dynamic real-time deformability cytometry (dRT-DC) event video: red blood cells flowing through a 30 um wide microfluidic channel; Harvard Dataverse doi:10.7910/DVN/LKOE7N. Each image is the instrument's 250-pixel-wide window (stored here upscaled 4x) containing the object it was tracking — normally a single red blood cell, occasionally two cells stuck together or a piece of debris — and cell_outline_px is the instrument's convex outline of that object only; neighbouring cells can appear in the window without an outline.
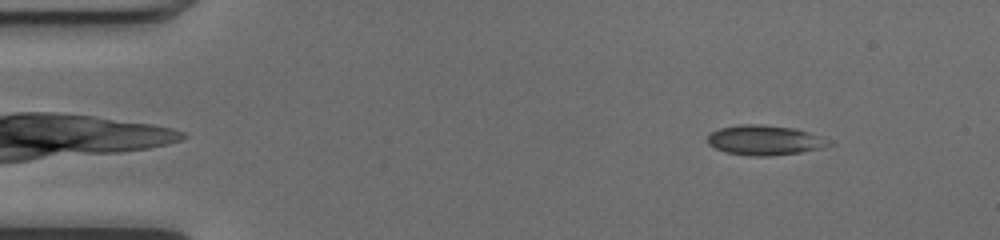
{"species": "common noctule bat (a hibernating species)", "species_latin": "Nyctalus noctula", "temperature_condition": "cold", "stored_images_in_passage": 50, "camera_frame_rate_fps": 3000, "um_per_image_px": 0.085, "animal": {"sex": "female", "body_mass_g": 17.0, "forearm_length_mm": 48.0}, "frame": {"image": 1, "passage_image": 5, "time_ms": 1.333, "image_size_px": [1000, 240], "cell_outline_px": [[836, 144], [824, 148], [800, 152], [768, 156], [752, 156], [724, 152], [708, 144], [708, 136], [712, 132], [720, 128], [740, 124], [760, 124], [796, 128], [820, 136]], "centroid_in_image_um": [65.03, 11.92], "position_along_channel_um": 20.0, "area_um2": 21.21}}
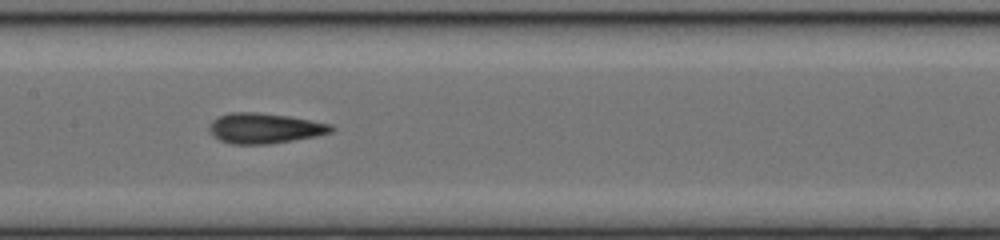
{"frame": {"image": 2, "passage_image": 24, "time_ms": 7.667, "image_size_px": [1000, 240], "cell_outline_px": [[336, 128], [332, 132], [316, 136], [268, 144], [232, 144], [220, 140], [208, 128], [208, 124], [212, 120], [220, 116], [232, 112], [256, 112], [288, 116], [332, 124]], "centroid_in_image_um": [22.51, 10.9], "position_along_channel_um": 184.9, "area_um2": 21.39}}
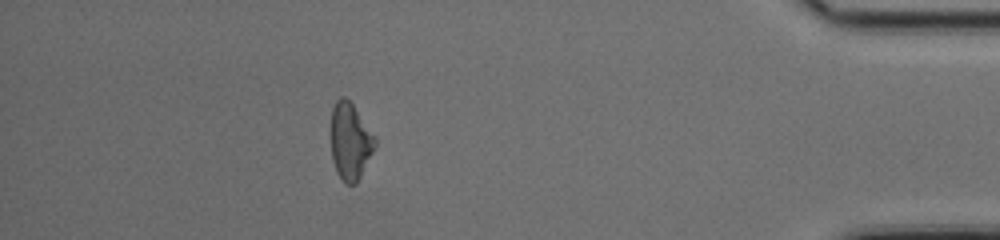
{"frame": {"image": 3, "passage_image": 44, "time_ms": 14.333, "image_size_px": [1000, 240], "cell_outline_px": [[376, 144], [356, 184], [344, 184], [336, 172], [332, 160], [328, 132], [332, 108], [336, 100], [340, 96], [344, 96], [352, 104], [376, 136]], "centroid_in_image_um": [29.7, 11.99], "position_along_channel_um": 405.5, "area_um2": 20.29}, "authors_computed_cell_mechanics": {"area_um2": 20.519, "velocity_mm_per_s": 4.0637, "shape_relaxation_time_tau1_ms": 3.6658, "shape_relaxation_time_tau2_ms": 1.7648, "deformation_change_tau1": 0.1539, "deformation_change_tau2": 0.1101}}